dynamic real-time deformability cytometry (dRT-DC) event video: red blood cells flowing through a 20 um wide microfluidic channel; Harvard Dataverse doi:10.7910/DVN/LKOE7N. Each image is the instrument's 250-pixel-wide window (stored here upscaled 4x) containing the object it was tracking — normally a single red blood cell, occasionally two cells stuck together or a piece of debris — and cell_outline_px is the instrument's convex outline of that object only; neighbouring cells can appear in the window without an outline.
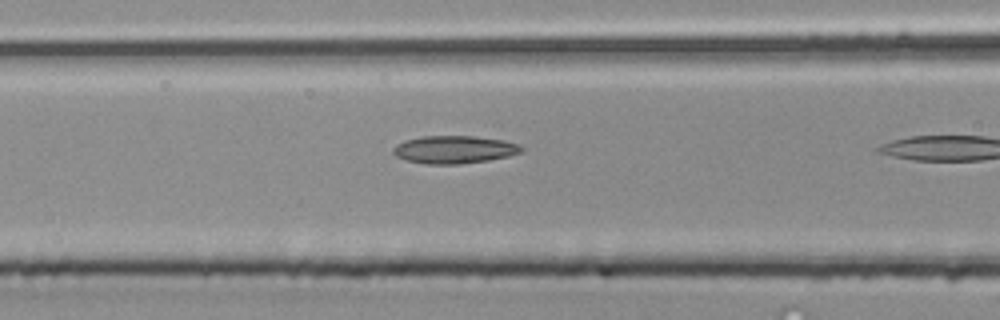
{"species": "common noctule bat (a hibernating species)", "species_latin": "Nyctalus noctula", "temperature_condition": "room temperature", "stored_images_in_passage": 10, "camera_frame_rate_fps": 3000, "um_per_image_px": 0.085, "animal": {"sex": "male", "body_mass_g": 20.4}, "frame": {"image": 1, "passage_image": 9, "time_ms": 2.667, "image_size_px": [1000, 320], "cell_outline_px": [[524, 148], [520, 152], [508, 156], [488, 160], [460, 164], [428, 164], [408, 160], [396, 156], [392, 152], [392, 148], [396, 144], [404, 140], [420, 136], [472, 136], [504, 140], [520, 144]], "centroid_in_image_um": [38.6, 12.7], "position_along_channel_um": 128.0, "area_um2": 20.75}}